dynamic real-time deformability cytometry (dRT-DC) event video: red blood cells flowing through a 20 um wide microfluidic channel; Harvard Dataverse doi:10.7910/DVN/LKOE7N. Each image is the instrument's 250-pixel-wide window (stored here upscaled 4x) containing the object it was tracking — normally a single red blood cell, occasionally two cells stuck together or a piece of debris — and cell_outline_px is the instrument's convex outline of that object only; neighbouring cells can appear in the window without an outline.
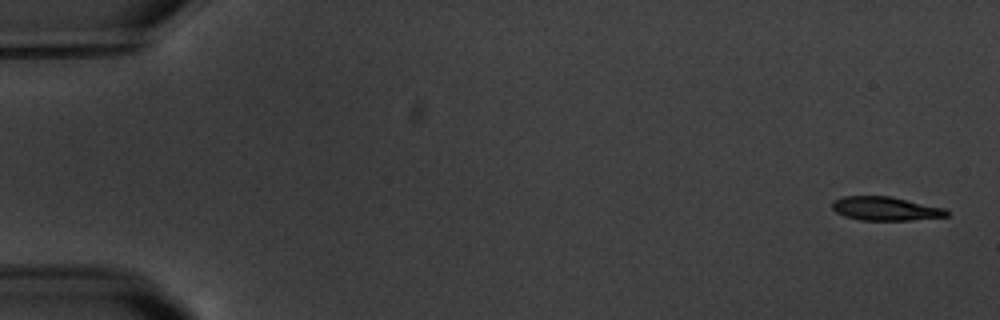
{"species": "common noctule bat (a hibernating species)", "species_latin": "Nyctalus noctula", "temperature_condition": "warm", "stored_images_in_passage": 2, "camera_frame_rate_fps": 3000, "um_per_image_px": 0.085, "animal": {"sex": "male", "body_mass_g": 20.1, "forearm_length_mm": 53.5}, "frame": {"image": 1, "passage_image": 2, "time_ms": 1.0, "image_size_px": [1000, 320], "cell_outline_px": [[948, 216], [908, 220], [860, 220], [844, 216], [836, 212], [832, 208], [832, 200], [844, 196], [892, 196], [944, 208], [948, 212]], "centroid_in_image_um": [75.23, 17.72], "position_along_channel_um": 9.8, "area_um2": 15.84}}